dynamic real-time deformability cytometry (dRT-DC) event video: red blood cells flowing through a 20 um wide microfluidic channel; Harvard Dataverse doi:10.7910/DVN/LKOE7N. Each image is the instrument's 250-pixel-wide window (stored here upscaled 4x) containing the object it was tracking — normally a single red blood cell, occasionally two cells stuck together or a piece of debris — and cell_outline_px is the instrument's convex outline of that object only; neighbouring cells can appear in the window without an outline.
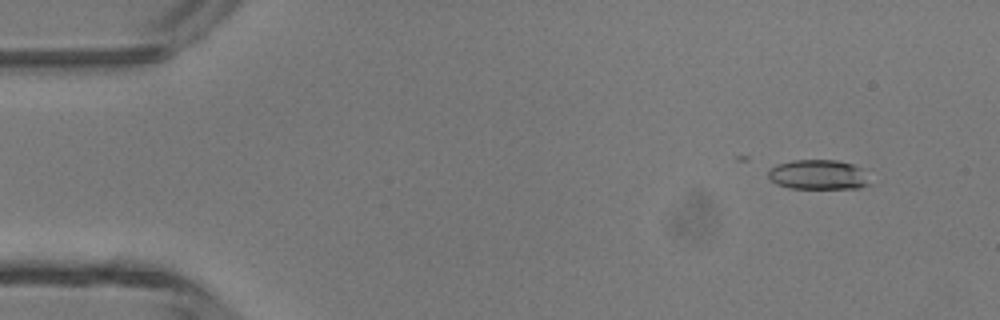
{"species": "common noctule bat (a hibernating species)", "species_latin": "Nyctalus noctula", "temperature_condition": "room temperature", "stored_images_in_passage": 17, "camera_frame_rate_fps": 3000, "um_per_image_px": 0.085, "animal": {"sex": "male", "body_mass_g": 13.3}, "frame": {"image": 1, "passage_image": 3, "time_ms": 0.667, "image_size_px": [1000, 320], "cell_outline_px": [[872, 184], [860, 188], [788, 188], [776, 184], [768, 176], [768, 168], [776, 164], [792, 160], [836, 160], [852, 164], [864, 168]], "centroid_in_image_um": [69.58, 14.84], "position_along_channel_um": 15.4, "area_um2": 17.98}}
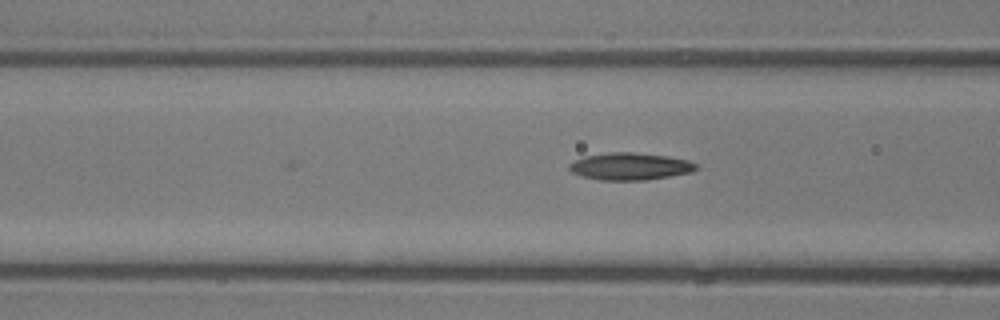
{"frame": {"image": 2, "passage_image": 17, "time_ms": 5.333, "image_size_px": [1000, 320], "cell_outline_px": [[700, 168], [692, 172], [644, 180], [600, 180], [580, 176], [572, 172], [568, 168], [568, 164], [584, 156], [608, 152], [632, 152], [668, 156], [688, 160], [696, 164]], "centroid_in_image_um": [53.54, 14.14], "position_along_channel_um": 113.1, "area_um2": 20.17}}